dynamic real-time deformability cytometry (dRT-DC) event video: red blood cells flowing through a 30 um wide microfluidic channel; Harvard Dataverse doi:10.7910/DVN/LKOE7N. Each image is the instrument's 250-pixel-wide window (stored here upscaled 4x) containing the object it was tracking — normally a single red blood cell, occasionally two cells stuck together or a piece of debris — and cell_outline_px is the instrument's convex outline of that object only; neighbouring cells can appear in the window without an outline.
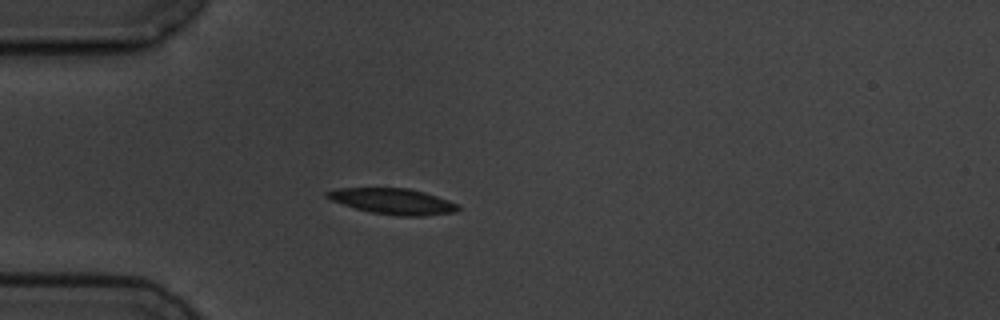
{"species": "common noctule bat (a hibernating species)", "species_latin": "Nyctalus noctula", "temperature_condition": "cold", "stored_images_in_passage": 3, "camera_frame_rate_fps": 3000, "um_per_image_px": 0.085, "animal": {"sex": "male", "body_mass_g": 19.5, "forearm_length_mm": 54.6}, "frame": {"image": 1, "passage_image": 3, "time_ms": 2.333, "image_size_px": [1000, 320], "cell_outline_px": [[460, 208], [456, 212], [424, 216], [400, 216], [372, 212], [356, 208], [332, 200], [324, 196], [324, 192], [340, 188], [408, 188], [424, 192], [460, 204]], "centroid_in_image_um": [33.44, 17.11], "position_along_channel_um": 51.6, "area_um2": 19.59}}